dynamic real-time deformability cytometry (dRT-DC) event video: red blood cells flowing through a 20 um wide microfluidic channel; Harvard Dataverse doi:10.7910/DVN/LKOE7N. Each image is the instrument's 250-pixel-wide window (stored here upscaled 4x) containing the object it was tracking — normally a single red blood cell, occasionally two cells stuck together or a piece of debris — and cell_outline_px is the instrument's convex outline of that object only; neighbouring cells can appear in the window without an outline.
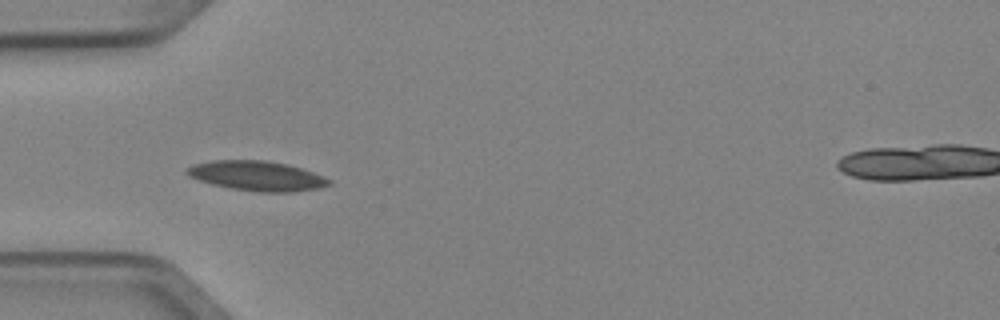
{"species": "Egyptian fruit bat (a non-hibernating species)", "species_latin": "Rousettus aegyptiacus", "temperature_condition": "cold", "stored_images_in_passage": 3, "camera_frame_rate_fps": 3000, "um_per_image_px": 0.085, "animal": {"sex": "female"}, "frame": {"image": 1, "passage_image": 1, "time_ms": 0.0, "image_size_px": [1000, 320], "cell_outline_px": [[332, 184], [320, 188], [292, 192], [260, 192], [232, 188], [212, 184], [188, 176], [184, 172], [192, 164], [212, 160], [268, 160], [300, 168], [324, 176], [332, 180]], "centroid_in_image_um": [21.85, 14.95], "position_along_channel_um": 63.2, "area_um2": 24.62}}
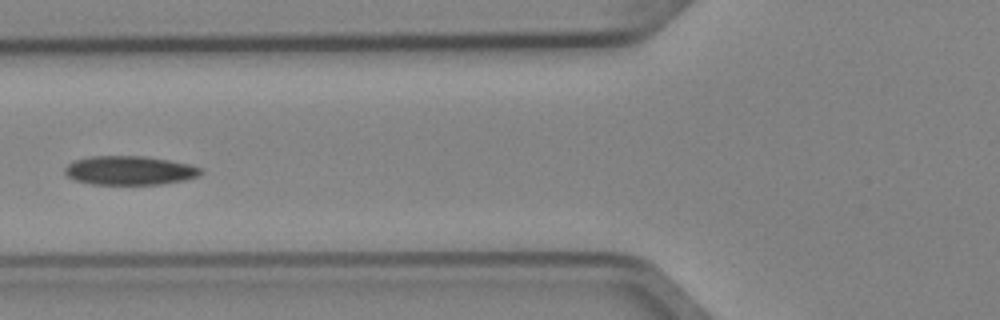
{"frame": {"image": 2, "passage_image": 2, "time_ms": 0.333, "image_size_px": [1000, 320], "cell_outline_px": [[204, 172], [200, 176], [184, 180], [160, 184], [92, 184], [76, 180], [68, 176], [64, 172], [64, 168], [68, 164], [76, 160], [88, 156], [144, 156], [192, 164], [204, 168]], "centroid_in_image_um": [11.08, 14.48], "position_along_channel_um": 114.7, "area_um2": 23.06}}